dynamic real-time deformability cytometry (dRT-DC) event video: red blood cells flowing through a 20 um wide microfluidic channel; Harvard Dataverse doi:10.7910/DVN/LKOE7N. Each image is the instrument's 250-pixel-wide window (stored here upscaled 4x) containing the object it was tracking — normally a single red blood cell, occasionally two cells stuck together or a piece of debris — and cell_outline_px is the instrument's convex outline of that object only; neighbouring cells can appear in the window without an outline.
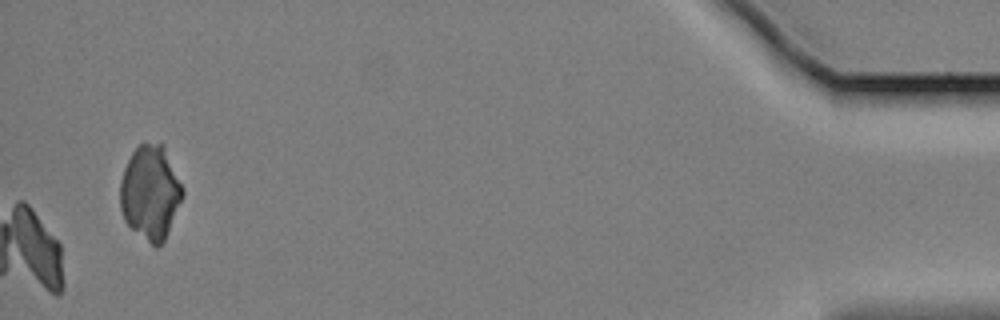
{"species": "Egyptian fruit bat (a non-hibernating species)", "species_latin": "Rousettus aegyptiacus", "temperature_condition": "cold", "stored_images_in_passage": 47, "camera_frame_rate_fps": 3000, "um_per_image_px": 0.085, "animal": {"sex": "female"}, "frame": {"image": 1, "passage_image": 47, "time_ms": 15.333, "image_size_px": [1000, 320], "cell_outline_px": [[184, 192], [164, 240], [156, 248], [132, 228], [124, 220], [120, 208], [120, 180], [124, 168], [132, 152], [140, 144], [164, 144], [184, 188]], "centroid_in_image_um": [12.77, 16.33], "position_along_channel_um": 422.4, "area_um2": 33.93}}